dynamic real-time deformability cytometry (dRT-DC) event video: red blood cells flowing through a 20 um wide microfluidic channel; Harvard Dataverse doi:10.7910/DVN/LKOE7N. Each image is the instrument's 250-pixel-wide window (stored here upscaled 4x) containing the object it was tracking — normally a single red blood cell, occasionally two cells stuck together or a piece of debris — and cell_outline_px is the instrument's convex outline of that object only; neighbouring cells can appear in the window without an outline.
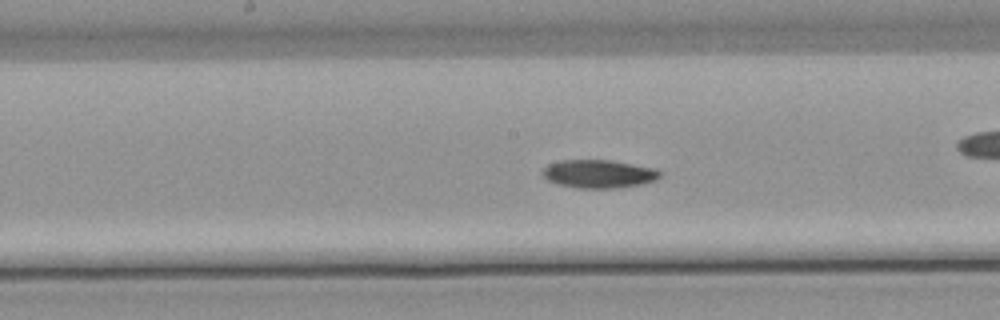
{"species": "common noctule bat (a hibernating species)", "species_latin": "Nyctalus noctula", "temperature_condition": "warm", "stored_images_in_passage": 48, "camera_frame_rate_fps": 3000, "um_per_image_px": 0.085, "animal": {"sex": "male", "body_mass_g": 21.5, "forearm_length_mm": 52.0}, "frame": {"image": 1, "passage_image": 21, "time_ms": 6.667, "image_size_px": [1000, 320], "cell_outline_px": [[660, 176], [656, 180], [640, 184], [616, 188], [576, 188], [556, 184], [548, 180], [540, 172], [548, 164], [560, 160], [612, 160], [656, 168], [660, 172]], "centroid_in_image_um": [50.87, 14.77], "position_along_channel_um": 197.3, "area_um2": 19.42}}
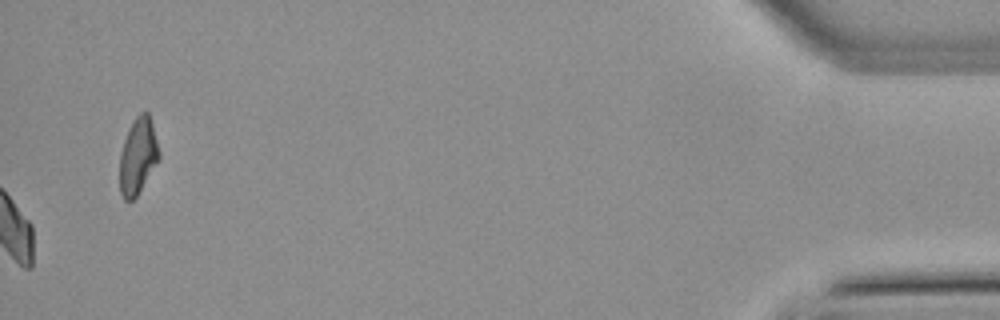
{"frame": {"image": 2, "passage_image": 48, "time_ms": 15.667, "image_size_px": [1000, 320], "cell_outline_px": [[160, 156], [136, 196], [132, 200], [124, 200], [120, 192], [120, 152], [128, 128], [136, 116], [140, 112], [148, 112], [152, 124], [160, 152]], "centroid_in_image_um": [11.7, 13.23], "position_along_channel_um": 423.5, "area_um2": 17.17}, "authors_computed_cell_mechanics": {"area_um2": 18.8717, "velocity_mm_per_s": 3.8175, "shape_relaxation_time_tau1_ms": 10.1874, "shape_relaxation_time_tau2_ms": null, "deformation_change_tau1": 0.1741, "deformation_change_tau2": null}}